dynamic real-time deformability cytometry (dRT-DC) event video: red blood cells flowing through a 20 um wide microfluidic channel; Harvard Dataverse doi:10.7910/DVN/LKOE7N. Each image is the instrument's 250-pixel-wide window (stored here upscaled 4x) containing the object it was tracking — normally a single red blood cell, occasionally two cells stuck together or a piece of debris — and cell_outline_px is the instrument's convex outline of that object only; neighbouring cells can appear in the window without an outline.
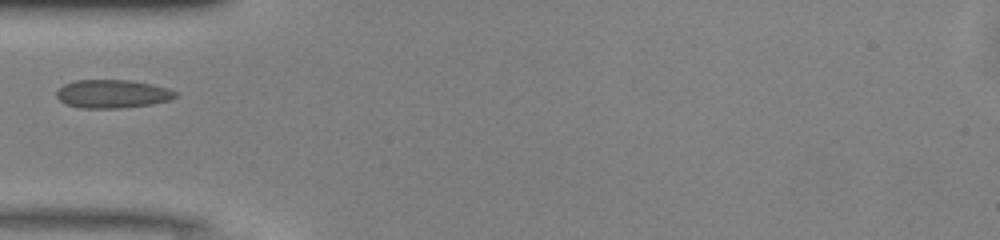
{"species": "common noctule bat (a hibernating species)", "species_latin": "Nyctalus noctula", "temperature_condition": "warm", "stored_images_in_passage": 6, "camera_frame_rate_fps": 3000, "um_per_image_px": 0.085, "animal": {"sex": "male", "body_mass_g": 13.0, "forearm_length_mm": 53.1}, "frame": {"image": 1, "passage_image": 1, "time_ms": 0.0, "image_size_px": [1000, 240], "cell_outline_px": [[176, 96], [168, 100], [152, 104], [120, 108], [84, 108], [64, 104], [56, 96], [56, 92], [64, 84], [76, 80], [128, 80], [152, 84], [168, 88], [176, 92]], "centroid_in_image_um": [9.53, 7.98], "position_along_channel_um": 75.5, "area_um2": 19.54}}
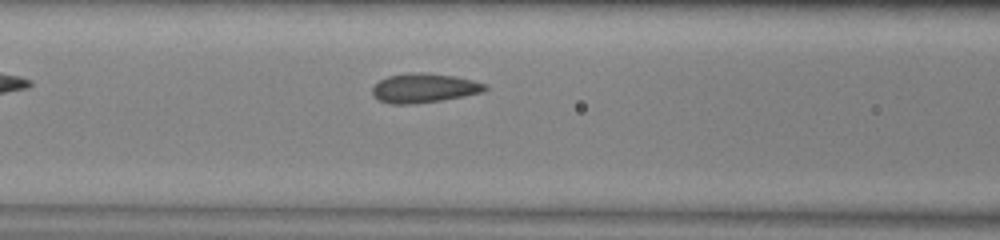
{"frame": {"image": 2, "passage_image": 5, "time_ms": 1.333, "image_size_px": [1000, 240], "cell_outline_px": [[488, 88], [484, 92], [464, 96], [416, 104], [392, 104], [380, 100], [372, 96], [372, 88], [380, 80], [388, 76], [416, 72], [420, 72], [456, 76], [488, 84]], "centroid_in_image_um": [36.07, 7.49], "position_along_channel_um": 130.5, "area_um2": 19.25}}